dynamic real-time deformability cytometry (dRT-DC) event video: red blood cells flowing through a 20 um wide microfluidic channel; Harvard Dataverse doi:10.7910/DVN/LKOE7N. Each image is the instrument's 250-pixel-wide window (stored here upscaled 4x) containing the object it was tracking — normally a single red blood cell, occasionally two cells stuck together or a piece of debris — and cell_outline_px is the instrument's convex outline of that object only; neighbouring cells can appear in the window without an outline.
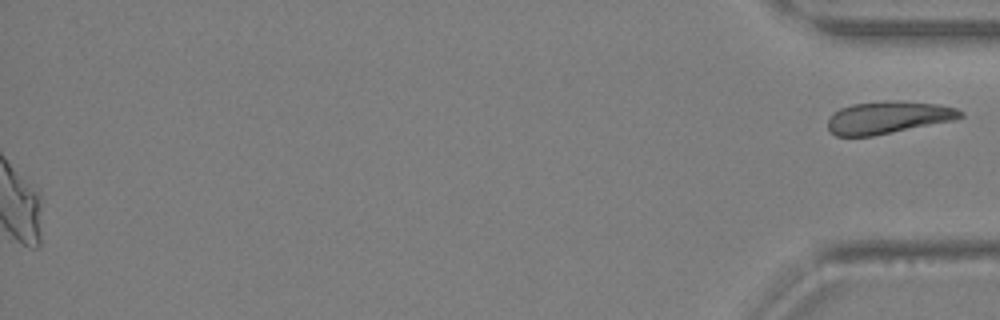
{"species": "Egyptian fruit bat (a non-hibernating species)", "species_latin": "Rousettus aegyptiacus", "temperature_condition": "warm", "stored_images_in_passage": 25, "segment_of_instrument_passage": [2, 2], "camera_frame_rate_fps": 3000, "um_per_image_px": 0.085, "animal": {"sex": "female"}, "frame": {"image": 1, "passage_image": 25, "time_ms": 8.0, "image_size_px": [1000, 320], "cell_outline_px": [[964, 116], [952, 120], [872, 136], [836, 136], [828, 128], [828, 116], [832, 112], [840, 108], [852, 104], [892, 100], [896, 100], [936, 104], [956, 108], [964, 112]], "centroid_in_image_um": [75.45, 9.97], "position_along_channel_um": 359.8, "area_um2": 24.85}}